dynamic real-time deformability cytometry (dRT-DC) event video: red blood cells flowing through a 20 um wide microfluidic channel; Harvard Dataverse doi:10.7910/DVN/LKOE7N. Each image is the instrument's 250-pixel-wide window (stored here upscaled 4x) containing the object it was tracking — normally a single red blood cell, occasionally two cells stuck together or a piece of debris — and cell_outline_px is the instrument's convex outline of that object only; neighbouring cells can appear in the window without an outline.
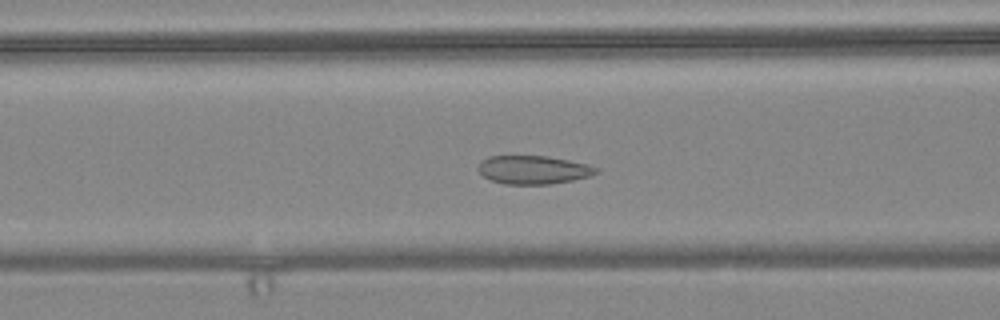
{"species": "common noctule bat (a hibernating species)", "species_latin": "Nyctalus noctula", "temperature_condition": "warm", "stored_images_in_passage": 57, "camera_frame_rate_fps": 3000, "um_per_image_px": 0.085, "animal": {"sex": "female", "body_mass_g": 24.6, "forearm_length_mm": 56.2}, "frame": {"image": 1, "passage_image": 22, "time_ms": 7.0, "image_size_px": [1000, 320], "cell_outline_px": [[600, 168], [596, 172], [588, 176], [572, 180], [548, 184], [504, 184], [492, 180], [484, 176], [476, 168], [480, 160], [488, 156], [548, 156], [588, 164]], "centroid_in_image_um": [45.29, 14.42], "position_along_channel_um": 121.3, "area_um2": 19.48}}
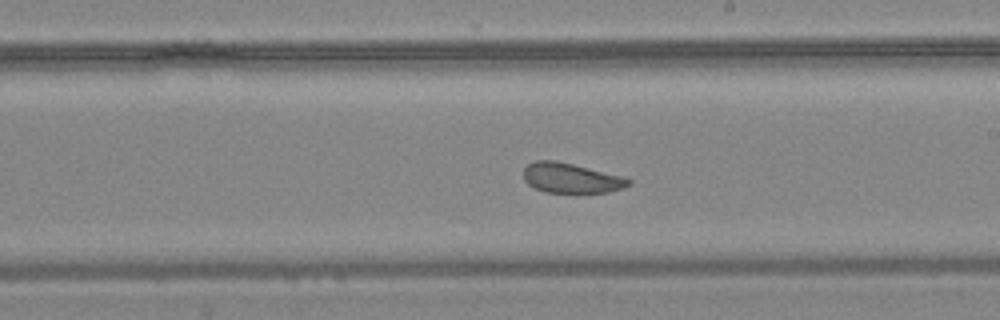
{"frame": {"image": 2, "passage_image": 32, "time_ms": 10.333, "image_size_px": [1000, 320], "cell_outline_px": [[632, 184], [608, 192], [576, 196], [544, 192], [528, 184], [524, 180], [524, 168], [528, 164], [536, 160], [556, 160], [620, 176], [632, 180]], "centroid_in_image_um": [48.52, 15.19], "position_along_channel_um": 240.5, "area_um2": 18.9}}
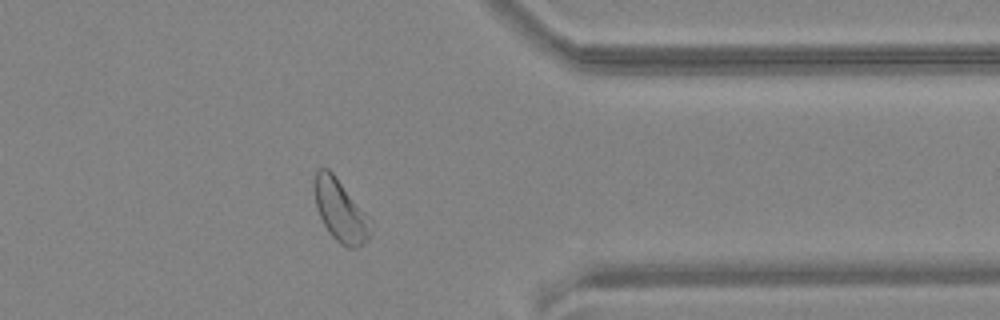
{"frame": {"image": 3, "passage_image": 45, "time_ms": 14.667, "image_size_px": [1000, 320], "cell_outline_px": [[368, 240], [356, 248], [348, 248], [340, 244], [328, 232], [320, 216], [316, 204], [316, 172], [320, 168], [328, 168], [332, 172], [356, 204], [364, 220], [368, 236]], "centroid_in_image_um": [28.83, 17.93], "position_along_channel_um": 382.6, "area_um2": 18.38}, "authors_computed_cell_mechanics": {"area_um2": 21.386, "velocity_mm_per_s": 3.5905, "shape_relaxation_time_tau1_ms": 6.6103, "shape_relaxation_time_tau2_ms": 4.5967, "deformation_change_tau1": 0.1001, "deformation_change_tau2": 0.0857}}